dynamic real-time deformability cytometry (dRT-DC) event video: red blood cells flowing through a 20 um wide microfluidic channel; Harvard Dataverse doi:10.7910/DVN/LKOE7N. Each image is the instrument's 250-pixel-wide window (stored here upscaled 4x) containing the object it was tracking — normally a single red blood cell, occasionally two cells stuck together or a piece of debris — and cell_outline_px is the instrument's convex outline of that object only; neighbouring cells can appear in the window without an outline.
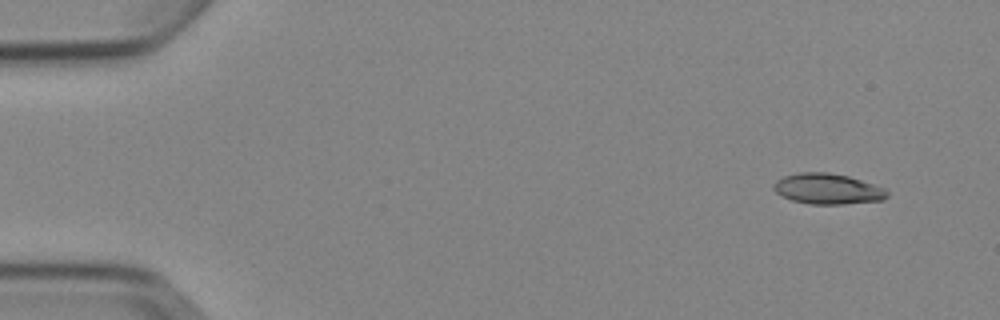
{"species": "Egyptian fruit bat (a non-hibernating species)", "species_latin": "Rousettus aegyptiacus", "temperature_condition": "cold", "stored_images_in_passage": 4, "camera_frame_rate_fps": 3000, "um_per_image_px": 0.085, "animal": {"sex": "female"}, "frame": {"image": 1, "passage_image": 1, "time_ms": 0.0, "image_size_px": [1000, 320], "cell_outline_px": [[888, 196], [884, 200], [844, 204], [808, 204], [792, 200], [776, 192], [772, 188], [772, 184], [776, 180], [784, 176], [800, 172], [828, 172], [848, 176], [884, 188], [888, 192]], "centroid_in_image_um": [70.33, 16.05], "position_along_channel_um": 14.7, "area_um2": 20.23}}